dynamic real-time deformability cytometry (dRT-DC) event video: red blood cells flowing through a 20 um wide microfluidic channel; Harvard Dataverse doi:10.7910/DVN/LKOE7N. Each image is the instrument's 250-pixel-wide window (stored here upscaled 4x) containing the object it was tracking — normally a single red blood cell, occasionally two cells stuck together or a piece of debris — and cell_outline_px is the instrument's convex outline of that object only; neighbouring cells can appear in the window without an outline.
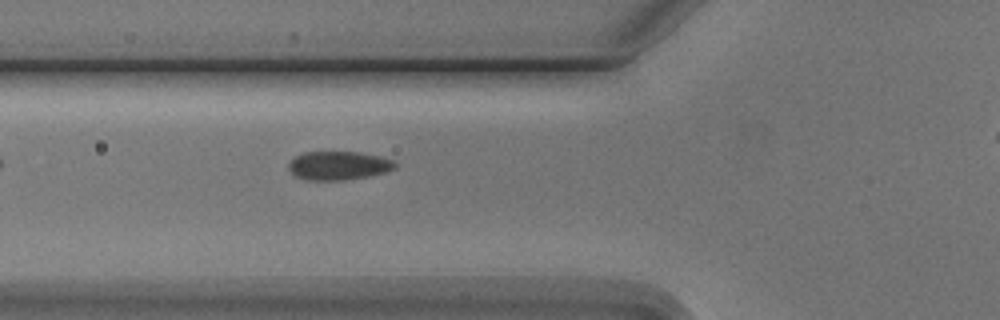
{"species": "Egyptian fruit bat (a non-hibernating species)", "species_latin": "Rousettus aegyptiacus", "temperature_condition": "cold", "stored_images_in_passage": 7, "segment_of_instrument_passage": [1, 2], "camera_frame_rate_fps": 3000, "um_per_image_px": 0.085, "animal": {"sex": "male"}, "frame": {"image": 1, "passage_image": 6, "time_ms": 6.333, "image_size_px": [1000, 320], "cell_outline_px": [[396, 168], [384, 172], [368, 176], [344, 180], [304, 180], [292, 176], [288, 168], [288, 164], [296, 156], [304, 152], [360, 152], [380, 156], [392, 160], [396, 164]], "centroid_in_image_um": [28.73, 14.08], "position_along_channel_um": 97.1, "area_um2": 17.86}}